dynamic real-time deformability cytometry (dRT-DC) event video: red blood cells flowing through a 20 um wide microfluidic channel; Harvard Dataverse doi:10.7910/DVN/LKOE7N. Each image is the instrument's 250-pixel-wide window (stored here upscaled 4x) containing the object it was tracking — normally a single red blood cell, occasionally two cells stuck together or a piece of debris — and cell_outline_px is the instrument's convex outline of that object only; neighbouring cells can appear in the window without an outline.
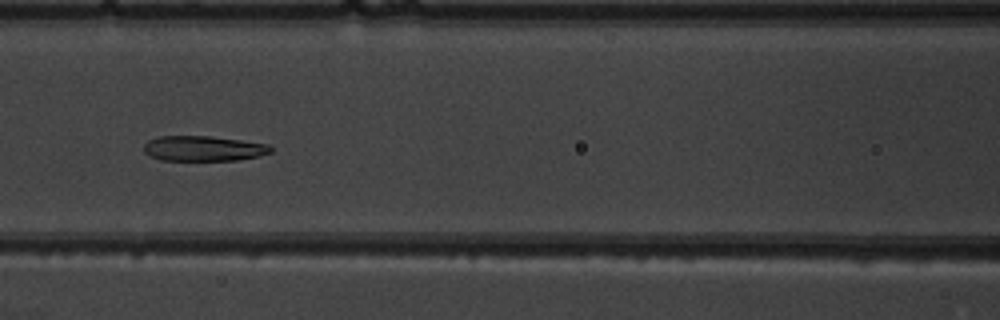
{"species": "common noctule bat (a hibernating species)", "species_latin": "Nyctalus noctula", "temperature_condition": "warm", "stored_images_in_passage": 7, "camera_frame_rate_fps": 3000, "um_per_image_px": 0.085, "animal": {"sex": "male", "body_mass_g": 19.5, "forearm_length_mm": 54.6}, "frame": {"image": 1, "passage_image": 7, "time_ms": 7.667, "image_size_px": [1000, 320], "cell_outline_px": [[272, 152], [260, 156], [236, 160], [160, 160], [144, 152], [144, 144], [148, 140], [156, 136], [212, 136], [268, 144], [272, 148]], "centroid_in_image_um": [17.29, 12.61], "position_along_channel_um": 149.3, "area_um2": 18.67}}